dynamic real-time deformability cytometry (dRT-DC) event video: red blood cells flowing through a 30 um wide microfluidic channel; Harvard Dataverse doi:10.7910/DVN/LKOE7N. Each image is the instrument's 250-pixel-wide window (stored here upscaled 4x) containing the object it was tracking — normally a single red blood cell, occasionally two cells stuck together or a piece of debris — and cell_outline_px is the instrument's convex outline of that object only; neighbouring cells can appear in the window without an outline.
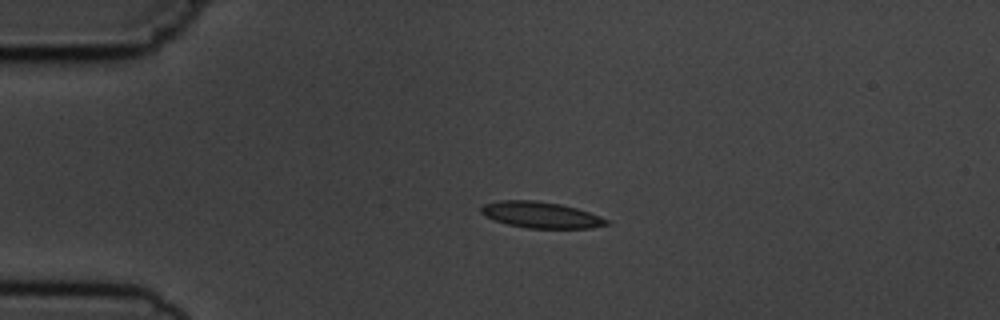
{"species": "common noctule bat (a hibernating species)", "species_latin": "Nyctalus noctula", "temperature_condition": "cold", "stored_images_in_passage": 4, "camera_frame_rate_fps": 3000, "um_per_image_px": 0.085, "animal": {"sex": "male", "body_mass_g": 19.5, "forearm_length_mm": 54.6}, "frame": {"image": 1, "passage_image": 3, "time_ms": 3.333, "image_size_px": [1000, 320], "cell_outline_px": [[612, 224], [592, 228], [528, 228], [508, 224], [484, 216], [480, 212], [480, 208], [484, 204], [500, 200], [536, 200], [560, 204], [576, 208], [612, 220]], "centroid_in_image_um": [46.02, 18.27], "position_along_channel_um": 39.0, "area_um2": 19.25}}